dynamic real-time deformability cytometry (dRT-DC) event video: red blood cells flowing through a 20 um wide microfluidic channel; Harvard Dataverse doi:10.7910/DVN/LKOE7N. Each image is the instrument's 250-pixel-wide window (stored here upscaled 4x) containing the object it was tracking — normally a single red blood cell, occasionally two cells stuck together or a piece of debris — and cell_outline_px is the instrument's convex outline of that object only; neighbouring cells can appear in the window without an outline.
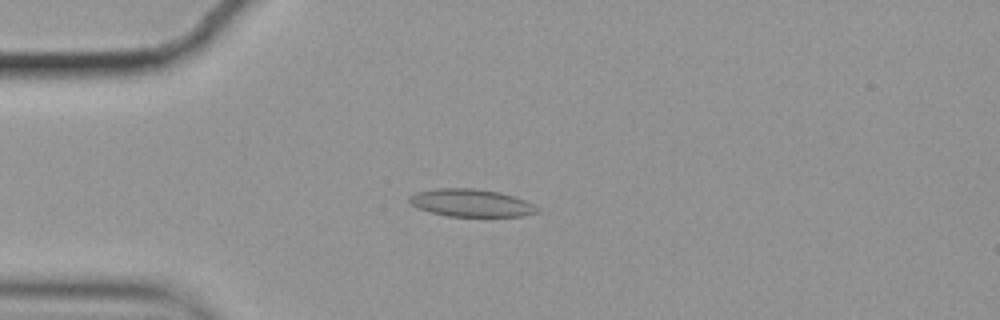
{"species": "common noctule bat (a hibernating species)", "species_latin": "Nyctalus noctula", "temperature_condition": "cold", "stored_images_in_passage": 43, "camera_frame_rate_fps": 3000, "um_per_image_px": 0.085, "animal": {"sex": "female", "body_mass_g": 19.9}, "frame": {"image": 1, "passage_image": 13, "time_ms": 4.0, "image_size_px": [1000, 320], "cell_outline_px": [[540, 212], [524, 216], [448, 216], [432, 212], [420, 208], [412, 204], [408, 200], [408, 196], [416, 192], [436, 188], [476, 188], [500, 192], [536, 204], [540, 208]], "centroid_in_image_um": [40.09, 17.24], "position_along_channel_um": 44.9, "area_um2": 20.63}}
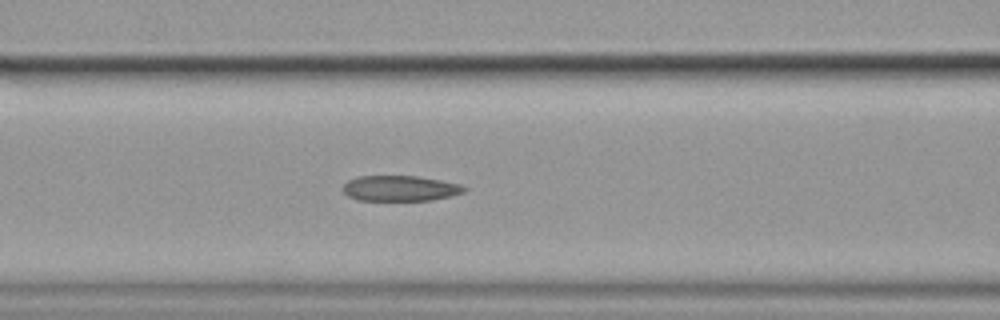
{"frame": {"image": 2, "passage_image": 22, "time_ms": 7.0, "image_size_px": [1000, 320], "cell_outline_px": [[468, 188], [464, 192], [452, 196], [432, 200], [356, 200], [348, 196], [340, 188], [348, 180], [360, 176], [416, 176], [440, 180], [460, 184]], "centroid_in_image_um": [34.0, 16.01], "position_along_channel_um": 132.6, "area_um2": 18.09}}
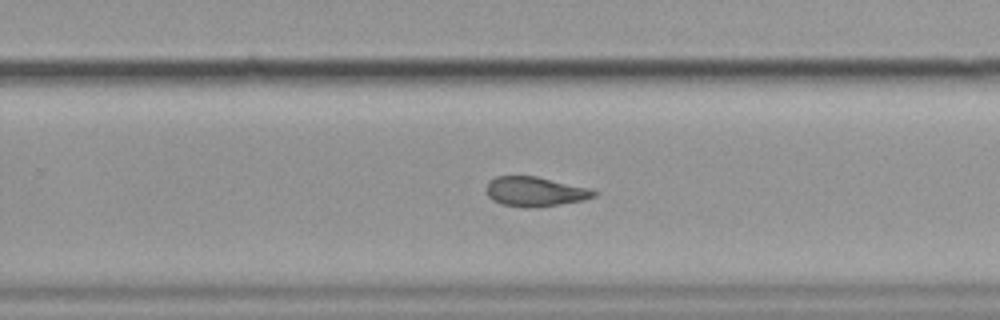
{"frame": {"image": 3, "passage_image": 35, "time_ms": 11.333, "image_size_px": [1000, 320], "cell_outline_px": [[600, 192], [596, 196], [584, 200], [560, 204], [528, 208], [500, 204], [492, 200], [488, 196], [488, 180], [496, 176], [536, 176], [588, 188]], "centroid_in_image_um": [45.49, 16.29], "position_along_channel_um": 284.3, "area_um2": 18.5}, "authors_computed_cell_mechanics": {"area_um2": 18.9006, "velocity_mm_per_s": 3.5206, "shape_relaxation_time_tau1_ms": null, "shape_relaxation_time_tau2_ms": 4.1108, "deformation_change_tau1": null, "deformation_change_tau2": 0.1193}}